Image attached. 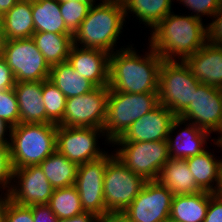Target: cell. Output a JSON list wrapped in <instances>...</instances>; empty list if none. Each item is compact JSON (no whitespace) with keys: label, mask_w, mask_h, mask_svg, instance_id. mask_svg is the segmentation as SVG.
Wrapping results in <instances>:
<instances>
[{"label":"cell","mask_w":222,"mask_h":222,"mask_svg":"<svg viewBox=\"0 0 222 222\" xmlns=\"http://www.w3.org/2000/svg\"><path fill=\"white\" fill-rule=\"evenodd\" d=\"M148 52L138 54L133 45L114 51L109 57V84L112 91L158 93L159 70L163 62L149 45Z\"/></svg>","instance_id":"obj_1"},{"label":"cell","mask_w":222,"mask_h":222,"mask_svg":"<svg viewBox=\"0 0 222 222\" xmlns=\"http://www.w3.org/2000/svg\"><path fill=\"white\" fill-rule=\"evenodd\" d=\"M150 32L148 45L166 61H184L207 43V26L189 14L172 11Z\"/></svg>","instance_id":"obj_2"},{"label":"cell","mask_w":222,"mask_h":222,"mask_svg":"<svg viewBox=\"0 0 222 222\" xmlns=\"http://www.w3.org/2000/svg\"><path fill=\"white\" fill-rule=\"evenodd\" d=\"M95 3L74 32L73 44L112 54L114 50L122 49H118L116 43L126 25L124 6L118 2Z\"/></svg>","instance_id":"obj_3"},{"label":"cell","mask_w":222,"mask_h":222,"mask_svg":"<svg viewBox=\"0 0 222 222\" xmlns=\"http://www.w3.org/2000/svg\"><path fill=\"white\" fill-rule=\"evenodd\" d=\"M57 124L19 123L12 127L10 154L13 169L39 165L56 151Z\"/></svg>","instance_id":"obj_4"},{"label":"cell","mask_w":222,"mask_h":222,"mask_svg":"<svg viewBox=\"0 0 222 222\" xmlns=\"http://www.w3.org/2000/svg\"><path fill=\"white\" fill-rule=\"evenodd\" d=\"M159 104L158 93H125L109 91L103 125L106 139L112 143L127 129Z\"/></svg>","instance_id":"obj_5"},{"label":"cell","mask_w":222,"mask_h":222,"mask_svg":"<svg viewBox=\"0 0 222 222\" xmlns=\"http://www.w3.org/2000/svg\"><path fill=\"white\" fill-rule=\"evenodd\" d=\"M200 84L184 61L163 60L159 70V104L178 117L190 105Z\"/></svg>","instance_id":"obj_6"},{"label":"cell","mask_w":222,"mask_h":222,"mask_svg":"<svg viewBox=\"0 0 222 222\" xmlns=\"http://www.w3.org/2000/svg\"><path fill=\"white\" fill-rule=\"evenodd\" d=\"M147 180L127 168L114 153H108L104 174L106 215L123 213L142 191Z\"/></svg>","instance_id":"obj_7"},{"label":"cell","mask_w":222,"mask_h":222,"mask_svg":"<svg viewBox=\"0 0 222 222\" xmlns=\"http://www.w3.org/2000/svg\"><path fill=\"white\" fill-rule=\"evenodd\" d=\"M110 145L117 146L114 155L127 168L147 181L157 180L163 166L170 159L167 140L112 142Z\"/></svg>","instance_id":"obj_8"},{"label":"cell","mask_w":222,"mask_h":222,"mask_svg":"<svg viewBox=\"0 0 222 222\" xmlns=\"http://www.w3.org/2000/svg\"><path fill=\"white\" fill-rule=\"evenodd\" d=\"M1 56L13 72L16 82L49 79L51 67L32 37L6 40Z\"/></svg>","instance_id":"obj_9"},{"label":"cell","mask_w":222,"mask_h":222,"mask_svg":"<svg viewBox=\"0 0 222 222\" xmlns=\"http://www.w3.org/2000/svg\"><path fill=\"white\" fill-rule=\"evenodd\" d=\"M105 137L104 129L93 127H64L57 125L56 150L78 166L101 158L107 152L100 149L98 137Z\"/></svg>","instance_id":"obj_10"},{"label":"cell","mask_w":222,"mask_h":222,"mask_svg":"<svg viewBox=\"0 0 222 222\" xmlns=\"http://www.w3.org/2000/svg\"><path fill=\"white\" fill-rule=\"evenodd\" d=\"M110 88L96 87L79 96L67 98L62 121L64 127H93L103 129Z\"/></svg>","instance_id":"obj_11"},{"label":"cell","mask_w":222,"mask_h":222,"mask_svg":"<svg viewBox=\"0 0 222 222\" xmlns=\"http://www.w3.org/2000/svg\"><path fill=\"white\" fill-rule=\"evenodd\" d=\"M178 117L210 134L218 133V140H222V89L201 83L190 105Z\"/></svg>","instance_id":"obj_12"},{"label":"cell","mask_w":222,"mask_h":222,"mask_svg":"<svg viewBox=\"0 0 222 222\" xmlns=\"http://www.w3.org/2000/svg\"><path fill=\"white\" fill-rule=\"evenodd\" d=\"M107 163L108 151L99 159L79 165L74 183L83 210L93 213L99 219L106 216L104 174Z\"/></svg>","instance_id":"obj_13"},{"label":"cell","mask_w":222,"mask_h":222,"mask_svg":"<svg viewBox=\"0 0 222 222\" xmlns=\"http://www.w3.org/2000/svg\"><path fill=\"white\" fill-rule=\"evenodd\" d=\"M173 196L158 180L147 181L123 213L132 222H166L170 217Z\"/></svg>","instance_id":"obj_14"},{"label":"cell","mask_w":222,"mask_h":222,"mask_svg":"<svg viewBox=\"0 0 222 222\" xmlns=\"http://www.w3.org/2000/svg\"><path fill=\"white\" fill-rule=\"evenodd\" d=\"M13 182L9 199L19 205L48 204L54 192L39 165L14 169Z\"/></svg>","instance_id":"obj_15"},{"label":"cell","mask_w":222,"mask_h":222,"mask_svg":"<svg viewBox=\"0 0 222 222\" xmlns=\"http://www.w3.org/2000/svg\"><path fill=\"white\" fill-rule=\"evenodd\" d=\"M177 116L167 107L158 104L131 124L127 131L113 142H149L168 139L169 130Z\"/></svg>","instance_id":"obj_16"},{"label":"cell","mask_w":222,"mask_h":222,"mask_svg":"<svg viewBox=\"0 0 222 222\" xmlns=\"http://www.w3.org/2000/svg\"><path fill=\"white\" fill-rule=\"evenodd\" d=\"M181 125L185 128H180ZM178 127V134L173 138V133ZM210 135L209 132L198 128L193 123L176 117L171 124L167 139L170 158L185 159L201 154L209 147L207 141L211 138Z\"/></svg>","instance_id":"obj_17"},{"label":"cell","mask_w":222,"mask_h":222,"mask_svg":"<svg viewBox=\"0 0 222 222\" xmlns=\"http://www.w3.org/2000/svg\"><path fill=\"white\" fill-rule=\"evenodd\" d=\"M110 54L98 49L83 48L73 44L67 61L79 73L97 87L109 84Z\"/></svg>","instance_id":"obj_18"},{"label":"cell","mask_w":222,"mask_h":222,"mask_svg":"<svg viewBox=\"0 0 222 222\" xmlns=\"http://www.w3.org/2000/svg\"><path fill=\"white\" fill-rule=\"evenodd\" d=\"M184 62L200 83L222 89V46L207 42Z\"/></svg>","instance_id":"obj_19"},{"label":"cell","mask_w":222,"mask_h":222,"mask_svg":"<svg viewBox=\"0 0 222 222\" xmlns=\"http://www.w3.org/2000/svg\"><path fill=\"white\" fill-rule=\"evenodd\" d=\"M14 92L19 108V123L54 124L46 116L42 81L16 82Z\"/></svg>","instance_id":"obj_20"},{"label":"cell","mask_w":222,"mask_h":222,"mask_svg":"<svg viewBox=\"0 0 222 222\" xmlns=\"http://www.w3.org/2000/svg\"><path fill=\"white\" fill-rule=\"evenodd\" d=\"M174 195L194 194L202 191L190 172L186 159L170 158L157 179Z\"/></svg>","instance_id":"obj_21"},{"label":"cell","mask_w":222,"mask_h":222,"mask_svg":"<svg viewBox=\"0 0 222 222\" xmlns=\"http://www.w3.org/2000/svg\"><path fill=\"white\" fill-rule=\"evenodd\" d=\"M1 24L6 40L30 38L34 34L32 0H18L1 17Z\"/></svg>","instance_id":"obj_22"},{"label":"cell","mask_w":222,"mask_h":222,"mask_svg":"<svg viewBox=\"0 0 222 222\" xmlns=\"http://www.w3.org/2000/svg\"><path fill=\"white\" fill-rule=\"evenodd\" d=\"M197 186L210 193H216L220 182L221 159L206 149L199 155L185 158ZM215 182V183H214ZM215 184V185H214Z\"/></svg>","instance_id":"obj_23"},{"label":"cell","mask_w":222,"mask_h":222,"mask_svg":"<svg viewBox=\"0 0 222 222\" xmlns=\"http://www.w3.org/2000/svg\"><path fill=\"white\" fill-rule=\"evenodd\" d=\"M210 192L174 195L169 220L172 222H203L208 210Z\"/></svg>","instance_id":"obj_24"},{"label":"cell","mask_w":222,"mask_h":222,"mask_svg":"<svg viewBox=\"0 0 222 222\" xmlns=\"http://www.w3.org/2000/svg\"><path fill=\"white\" fill-rule=\"evenodd\" d=\"M49 80L66 98L86 94L97 87L88 79L79 76L68 61L51 66Z\"/></svg>","instance_id":"obj_25"},{"label":"cell","mask_w":222,"mask_h":222,"mask_svg":"<svg viewBox=\"0 0 222 222\" xmlns=\"http://www.w3.org/2000/svg\"><path fill=\"white\" fill-rule=\"evenodd\" d=\"M32 15L34 33L73 34L61 16L58 0H32Z\"/></svg>","instance_id":"obj_26"},{"label":"cell","mask_w":222,"mask_h":222,"mask_svg":"<svg viewBox=\"0 0 222 222\" xmlns=\"http://www.w3.org/2000/svg\"><path fill=\"white\" fill-rule=\"evenodd\" d=\"M173 0H126L123 3L125 18L136 17L140 24L151 28L156 25L173 10ZM135 15V16H134ZM130 16V17H129Z\"/></svg>","instance_id":"obj_27"},{"label":"cell","mask_w":222,"mask_h":222,"mask_svg":"<svg viewBox=\"0 0 222 222\" xmlns=\"http://www.w3.org/2000/svg\"><path fill=\"white\" fill-rule=\"evenodd\" d=\"M32 39L50 67L67 61L73 46V34L35 32Z\"/></svg>","instance_id":"obj_28"},{"label":"cell","mask_w":222,"mask_h":222,"mask_svg":"<svg viewBox=\"0 0 222 222\" xmlns=\"http://www.w3.org/2000/svg\"><path fill=\"white\" fill-rule=\"evenodd\" d=\"M54 189L74 185L78 165L71 162L57 150L39 164Z\"/></svg>","instance_id":"obj_29"},{"label":"cell","mask_w":222,"mask_h":222,"mask_svg":"<svg viewBox=\"0 0 222 222\" xmlns=\"http://www.w3.org/2000/svg\"><path fill=\"white\" fill-rule=\"evenodd\" d=\"M48 205L58 219H66L84 212L75 186L54 189Z\"/></svg>","instance_id":"obj_30"},{"label":"cell","mask_w":222,"mask_h":222,"mask_svg":"<svg viewBox=\"0 0 222 222\" xmlns=\"http://www.w3.org/2000/svg\"><path fill=\"white\" fill-rule=\"evenodd\" d=\"M42 97L46 116L54 123L59 124L66 108V96L49 80L42 81Z\"/></svg>","instance_id":"obj_31"},{"label":"cell","mask_w":222,"mask_h":222,"mask_svg":"<svg viewBox=\"0 0 222 222\" xmlns=\"http://www.w3.org/2000/svg\"><path fill=\"white\" fill-rule=\"evenodd\" d=\"M96 0H72L59 2L61 16L66 27L74 34Z\"/></svg>","instance_id":"obj_32"},{"label":"cell","mask_w":222,"mask_h":222,"mask_svg":"<svg viewBox=\"0 0 222 222\" xmlns=\"http://www.w3.org/2000/svg\"><path fill=\"white\" fill-rule=\"evenodd\" d=\"M0 119L12 127L19 124V108L14 88L0 91Z\"/></svg>","instance_id":"obj_33"},{"label":"cell","mask_w":222,"mask_h":222,"mask_svg":"<svg viewBox=\"0 0 222 222\" xmlns=\"http://www.w3.org/2000/svg\"><path fill=\"white\" fill-rule=\"evenodd\" d=\"M13 171L10 145H0V192L3 190L1 195L9 196L13 183Z\"/></svg>","instance_id":"obj_34"},{"label":"cell","mask_w":222,"mask_h":222,"mask_svg":"<svg viewBox=\"0 0 222 222\" xmlns=\"http://www.w3.org/2000/svg\"><path fill=\"white\" fill-rule=\"evenodd\" d=\"M180 4L188 10H192L191 14L201 20L203 16L210 17L212 19L213 15L222 5V0H177ZM194 13V14H193Z\"/></svg>","instance_id":"obj_35"},{"label":"cell","mask_w":222,"mask_h":222,"mask_svg":"<svg viewBox=\"0 0 222 222\" xmlns=\"http://www.w3.org/2000/svg\"><path fill=\"white\" fill-rule=\"evenodd\" d=\"M4 222H34L31 206L19 205L7 196Z\"/></svg>","instance_id":"obj_36"},{"label":"cell","mask_w":222,"mask_h":222,"mask_svg":"<svg viewBox=\"0 0 222 222\" xmlns=\"http://www.w3.org/2000/svg\"><path fill=\"white\" fill-rule=\"evenodd\" d=\"M207 26V42L222 46V5Z\"/></svg>","instance_id":"obj_37"},{"label":"cell","mask_w":222,"mask_h":222,"mask_svg":"<svg viewBox=\"0 0 222 222\" xmlns=\"http://www.w3.org/2000/svg\"><path fill=\"white\" fill-rule=\"evenodd\" d=\"M203 222H222V196L211 193L206 216Z\"/></svg>","instance_id":"obj_38"},{"label":"cell","mask_w":222,"mask_h":222,"mask_svg":"<svg viewBox=\"0 0 222 222\" xmlns=\"http://www.w3.org/2000/svg\"><path fill=\"white\" fill-rule=\"evenodd\" d=\"M34 222H58V218L48 204L31 205Z\"/></svg>","instance_id":"obj_39"},{"label":"cell","mask_w":222,"mask_h":222,"mask_svg":"<svg viewBox=\"0 0 222 222\" xmlns=\"http://www.w3.org/2000/svg\"><path fill=\"white\" fill-rule=\"evenodd\" d=\"M15 77L4 58L0 55V91L14 88Z\"/></svg>","instance_id":"obj_40"},{"label":"cell","mask_w":222,"mask_h":222,"mask_svg":"<svg viewBox=\"0 0 222 222\" xmlns=\"http://www.w3.org/2000/svg\"><path fill=\"white\" fill-rule=\"evenodd\" d=\"M58 222H99V218L93 213L84 211L83 213L75 215L74 217L58 219Z\"/></svg>","instance_id":"obj_41"},{"label":"cell","mask_w":222,"mask_h":222,"mask_svg":"<svg viewBox=\"0 0 222 222\" xmlns=\"http://www.w3.org/2000/svg\"><path fill=\"white\" fill-rule=\"evenodd\" d=\"M11 131L12 126L5 122L3 119H0V145H10Z\"/></svg>","instance_id":"obj_42"},{"label":"cell","mask_w":222,"mask_h":222,"mask_svg":"<svg viewBox=\"0 0 222 222\" xmlns=\"http://www.w3.org/2000/svg\"><path fill=\"white\" fill-rule=\"evenodd\" d=\"M99 222H132L124 213H108Z\"/></svg>","instance_id":"obj_43"},{"label":"cell","mask_w":222,"mask_h":222,"mask_svg":"<svg viewBox=\"0 0 222 222\" xmlns=\"http://www.w3.org/2000/svg\"><path fill=\"white\" fill-rule=\"evenodd\" d=\"M18 0H0V18L8 12Z\"/></svg>","instance_id":"obj_44"},{"label":"cell","mask_w":222,"mask_h":222,"mask_svg":"<svg viewBox=\"0 0 222 222\" xmlns=\"http://www.w3.org/2000/svg\"><path fill=\"white\" fill-rule=\"evenodd\" d=\"M211 141L212 142L214 141V145H217V147H220L221 151H222V140L212 139ZM216 194L222 196V163H221V169H220V182H219V186H218V189L216 191Z\"/></svg>","instance_id":"obj_45"},{"label":"cell","mask_w":222,"mask_h":222,"mask_svg":"<svg viewBox=\"0 0 222 222\" xmlns=\"http://www.w3.org/2000/svg\"><path fill=\"white\" fill-rule=\"evenodd\" d=\"M6 205H7V196L0 195V222H4V215L6 211Z\"/></svg>","instance_id":"obj_46"},{"label":"cell","mask_w":222,"mask_h":222,"mask_svg":"<svg viewBox=\"0 0 222 222\" xmlns=\"http://www.w3.org/2000/svg\"><path fill=\"white\" fill-rule=\"evenodd\" d=\"M5 41H6V39L4 36L3 27H2V24L0 23V55L2 54V50L5 45Z\"/></svg>","instance_id":"obj_47"},{"label":"cell","mask_w":222,"mask_h":222,"mask_svg":"<svg viewBox=\"0 0 222 222\" xmlns=\"http://www.w3.org/2000/svg\"><path fill=\"white\" fill-rule=\"evenodd\" d=\"M101 2H118V3H124L126 0H100Z\"/></svg>","instance_id":"obj_48"},{"label":"cell","mask_w":222,"mask_h":222,"mask_svg":"<svg viewBox=\"0 0 222 222\" xmlns=\"http://www.w3.org/2000/svg\"><path fill=\"white\" fill-rule=\"evenodd\" d=\"M59 2H64V1H72V0H58Z\"/></svg>","instance_id":"obj_49"}]
</instances>
